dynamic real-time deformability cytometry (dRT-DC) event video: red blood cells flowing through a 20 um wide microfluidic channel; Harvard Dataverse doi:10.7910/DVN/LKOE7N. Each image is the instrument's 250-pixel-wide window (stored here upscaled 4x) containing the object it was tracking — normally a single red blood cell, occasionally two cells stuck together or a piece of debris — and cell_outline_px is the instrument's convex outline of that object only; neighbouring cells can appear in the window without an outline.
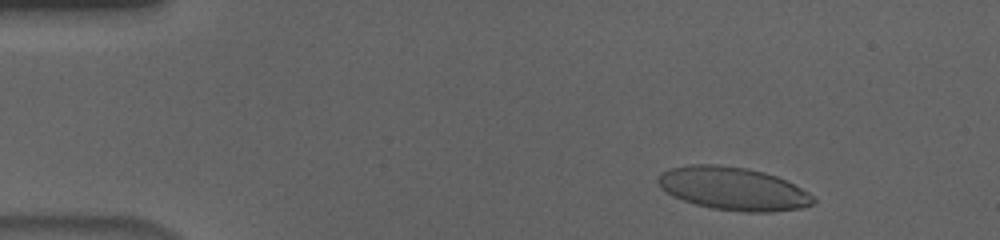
{"species": "human", "species_latin": "Homo sapiens", "temperature_condition": "cold", "stored_images_in_passage": 53, "camera_frame_rate_fps": 3000, "um_per_image_px": 0.085, "donor": {"sex": "male"}, "frame": {"image": 1, "passage_image": 5, "time_ms": 1.333, "image_size_px": [1000, 240], "cell_outline_px": [[816, 200], [812, 204], [804, 208], [772, 212], [740, 212], [712, 208], [696, 204], [672, 196], [660, 188], [656, 180], [664, 172], [672, 168], [692, 164], [716, 164], [744, 168], [764, 172], [776, 176], [808, 192]], "centroid_in_image_um": [62.32, 16.05], "position_along_channel_um": 22.7, "area_um2": 38.73}}
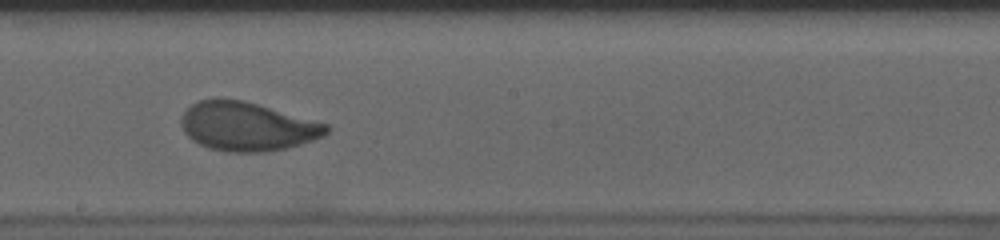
{"frame": {"image": 2, "passage_image": 29, "time_ms": 9.333, "image_size_px": [1000, 240], "cell_outline_px": [[328, 132], [324, 136], [288, 148], [264, 152], [228, 152], [208, 148], [192, 140], [184, 132], [180, 120], [184, 112], [196, 100], [244, 100], [328, 124]], "centroid_in_image_um": [21.01, 10.77], "position_along_channel_um": 227.2, "area_um2": 40.98}}
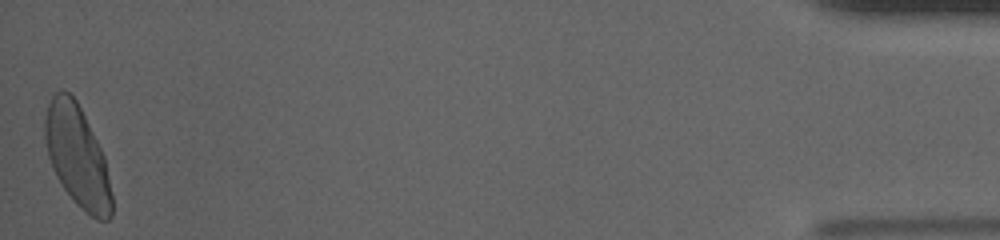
{"frame": {"image": 3, "passage_image": 53, "time_ms": 17.333, "image_size_px": [1000, 240], "cell_outline_px": [[112, 216], [108, 220], [96, 220], [80, 208], [76, 204], [64, 188], [56, 176], [52, 168], [48, 156], [44, 136], [44, 120], [48, 104], [52, 96], [60, 88], [64, 88], [76, 100], [104, 156], [112, 192]], "centroid_in_image_um": [6.56, 13.3], "position_along_channel_um": 428.6, "area_um2": 39.36}, "authors_computed_cell_mechanics": {"area_um2": 39.9976, "velocity_mm_per_s": 3.658, "shape_relaxation_time_tau1_ms": 3.379, "shape_relaxation_time_tau2_ms": null, "deformation_change_tau1": 0.1576, "deformation_change_tau2": null}}